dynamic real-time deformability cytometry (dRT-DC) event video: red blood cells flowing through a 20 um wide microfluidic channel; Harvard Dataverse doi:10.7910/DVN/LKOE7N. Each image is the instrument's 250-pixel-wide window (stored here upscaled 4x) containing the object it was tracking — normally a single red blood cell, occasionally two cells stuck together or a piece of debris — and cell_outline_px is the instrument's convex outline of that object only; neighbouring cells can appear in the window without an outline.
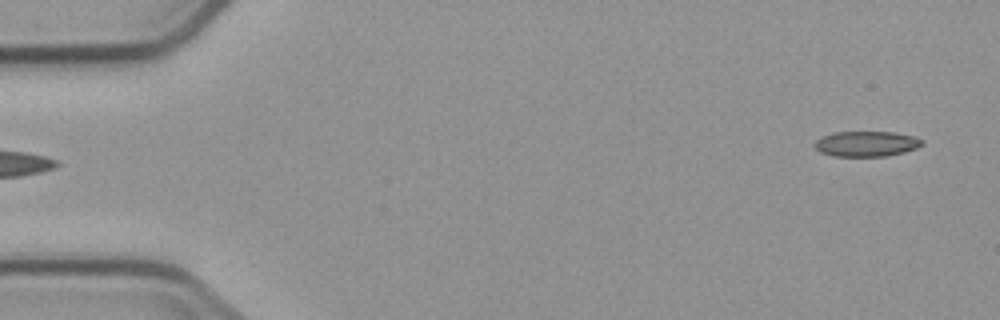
{"species": "common noctule bat (a hibernating species)", "species_latin": "Nyctalus noctula", "temperature_condition": "cold", "stored_images_in_passage": 3, "camera_frame_rate_fps": 3000, "um_per_image_px": 0.085, "animal": {"sex": "male", "body_mass_g": 23.1, "forearm_length_mm": 52.7}, "frame": {"image": 1, "passage_image": 3, "time_ms": 2.333, "image_size_px": [1000, 320], "cell_outline_px": [[924, 144], [916, 148], [904, 152], [884, 156], [832, 156], [820, 152], [816, 148], [816, 140], [820, 136], [836, 132], [896, 132], [912, 136], [924, 140]], "centroid_in_image_um": [73.65, 12.22], "position_along_channel_um": 11.3, "area_um2": 15.84}}